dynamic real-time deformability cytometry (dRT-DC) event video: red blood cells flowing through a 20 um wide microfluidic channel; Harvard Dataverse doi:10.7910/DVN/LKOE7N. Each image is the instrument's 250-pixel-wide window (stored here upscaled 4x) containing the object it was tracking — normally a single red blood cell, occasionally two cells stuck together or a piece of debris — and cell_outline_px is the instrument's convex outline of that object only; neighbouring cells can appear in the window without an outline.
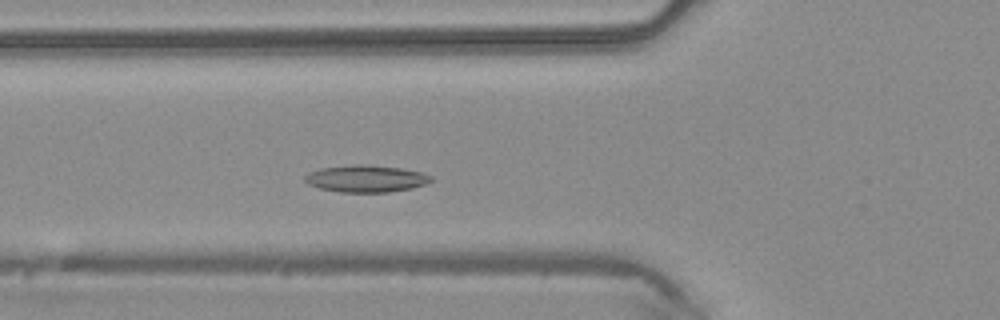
{"species": "common noctule bat (a hibernating species)", "species_latin": "Nyctalus noctula", "temperature_condition": "warm", "stored_images_in_passage": 35, "camera_frame_rate_fps": 3000, "um_per_image_px": 0.085, "animal": {"sex": "male", "body_mass_g": 20.4}, "frame": {"image": 1, "passage_image": 4, "time_ms": 1.0, "image_size_px": [1000, 320], "cell_outline_px": [[432, 180], [424, 184], [412, 188], [388, 192], [340, 192], [320, 188], [308, 184], [304, 180], [304, 176], [308, 172], [320, 168], [356, 164], [368, 164], [400, 168], [420, 172], [432, 176]], "centroid_in_image_um": [31.07, 15.18], "position_along_channel_um": 94.7, "area_um2": 19.83}}
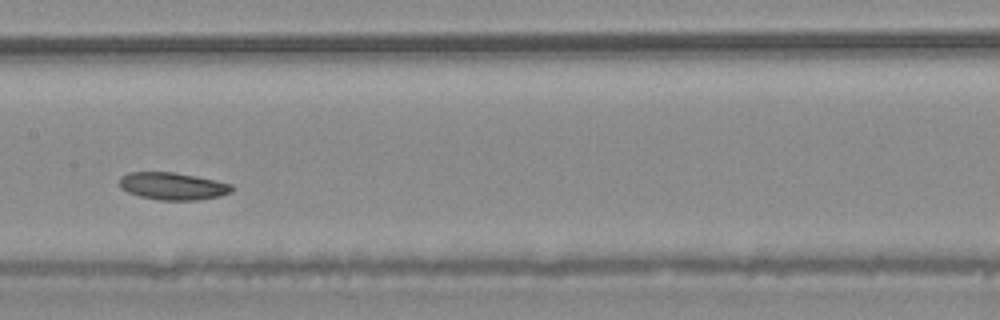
{"frame": {"image": 2, "passage_image": 11, "time_ms": 3.333, "image_size_px": [1000, 320], "cell_outline_px": [[232, 192], [220, 196], [200, 200], [160, 200], [140, 196], [128, 192], [120, 188], [120, 176], [128, 172], [172, 172], [196, 176], [216, 180], [232, 184]], "centroid_in_image_um": [14.69, 15.82], "position_along_channel_um": 192.7, "area_um2": 17.98}}
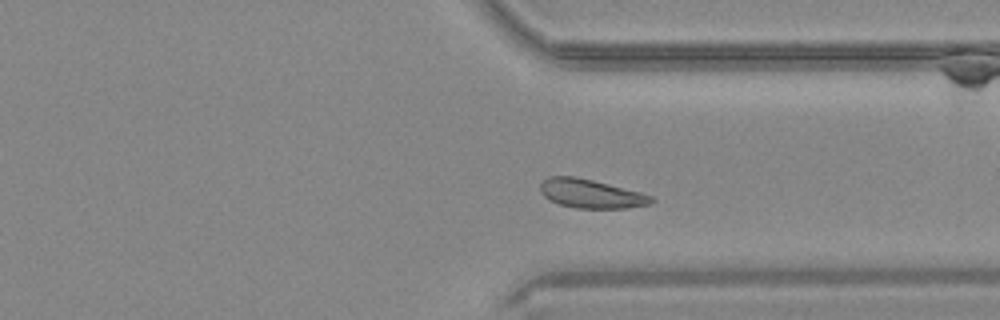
{"frame": {"image": 3, "passage_image": 23, "time_ms": 7.333, "image_size_px": [1000, 320], "cell_outline_px": [[656, 200], [648, 204], [628, 208], [576, 208], [560, 204], [548, 200], [540, 192], [540, 184], [548, 176], [576, 176], [640, 192], [652, 196]], "centroid_in_image_um": [50.2, 16.46], "position_along_channel_um": 361.2, "area_um2": 18.61}}